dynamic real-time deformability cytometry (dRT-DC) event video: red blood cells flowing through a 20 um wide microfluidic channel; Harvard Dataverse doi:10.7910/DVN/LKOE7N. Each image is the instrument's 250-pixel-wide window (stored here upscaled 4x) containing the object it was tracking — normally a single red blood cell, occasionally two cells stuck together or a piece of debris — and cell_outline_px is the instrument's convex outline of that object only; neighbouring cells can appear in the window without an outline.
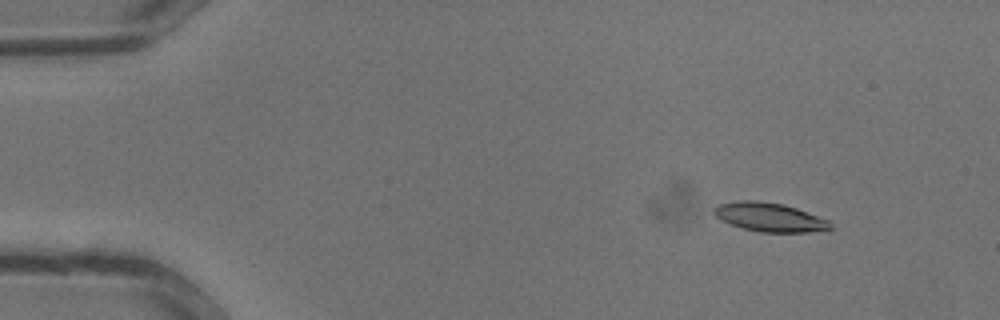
{"species": "common noctule bat (a hibernating species)", "species_latin": "Nyctalus noctula", "temperature_condition": "warm", "stored_images_in_passage": 33, "camera_frame_rate_fps": 3000, "um_per_image_px": 0.085, "animal": {"sex": "male", "body_mass_g": 13.3}, "frame": {"image": 1, "passage_image": 3, "time_ms": 0.667, "image_size_px": [1000, 320], "cell_outline_px": [[832, 228], [808, 232], [760, 232], [744, 228], [720, 220], [712, 212], [712, 208], [716, 204], [740, 200], [756, 200], [784, 204], [796, 208], [828, 220], [832, 224]], "centroid_in_image_um": [65.36, 18.44], "position_along_channel_um": 19.6, "area_um2": 19.54}}
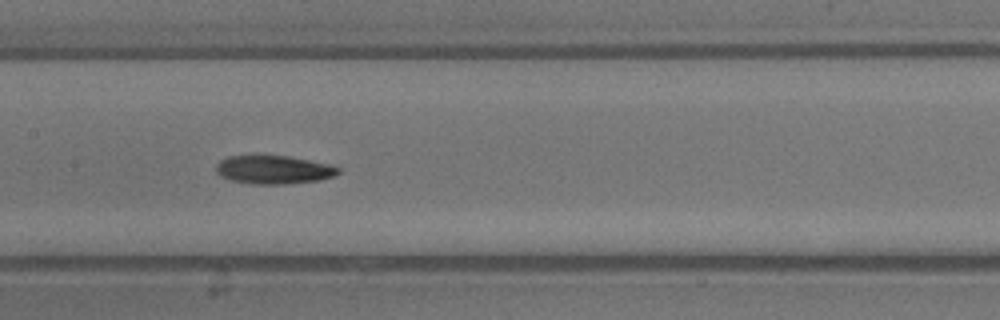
{"frame": {"image": 2, "passage_image": 16, "time_ms": 5.0, "image_size_px": [1000, 320], "cell_outline_px": [[340, 172], [336, 176], [320, 180], [284, 184], [252, 184], [232, 180], [220, 176], [216, 172], [216, 164], [220, 160], [228, 156], [288, 156], [328, 164], [340, 168]], "centroid_in_image_um": [23.27, 14.43], "position_along_channel_um": 184.1, "area_um2": 20.17}}
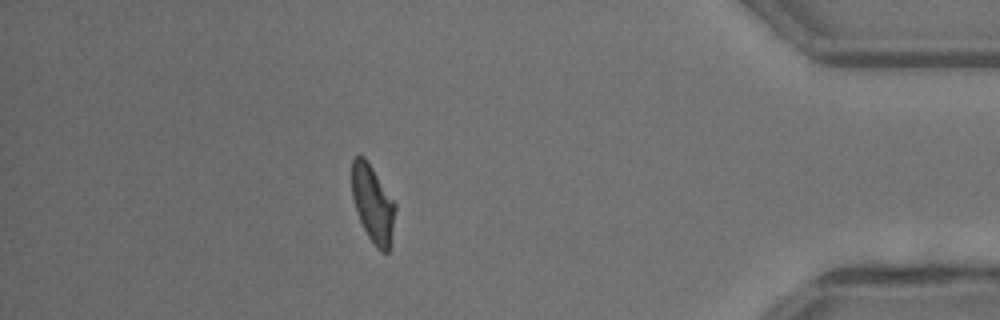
{"frame": {"image": 3, "passage_image": 29, "time_ms": 9.333, "image_size_px": [1000, 320], "cell_outline_px": [[396, 208], [388, 252], [380, 252], [376, 248], [368, 236], [360, 220], [352, 196], [352, 160], [356, 156], [364, 156], [396, 204]], "centroid_in_image_um": [31.68, 17.32], "position_along_channel_um": 403.5, "area_um2": 19.07}}